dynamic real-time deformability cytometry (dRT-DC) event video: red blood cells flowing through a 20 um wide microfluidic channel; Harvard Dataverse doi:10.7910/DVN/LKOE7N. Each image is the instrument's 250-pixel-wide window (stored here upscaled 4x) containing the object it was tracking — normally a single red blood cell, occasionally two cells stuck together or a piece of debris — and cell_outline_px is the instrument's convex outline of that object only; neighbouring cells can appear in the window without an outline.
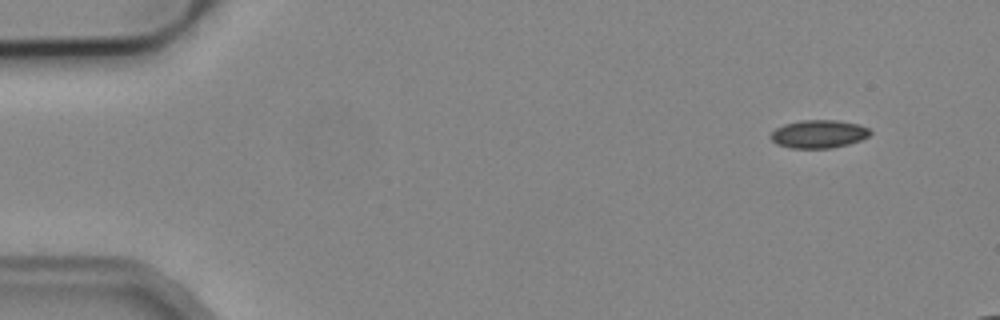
{"species": "common noctule bat (a hibernating species)", "species_latin": "Nyctalus noctula", "temperature_condition": "cold", "stored_images_in_passage": 4, "camera_frame_rate_fps": 3000, "um_per_image_px": 0.085, "animal": {"sex": "male", "body_mass_g": 19.2, "forearm_length_mm": 51.8}, "frame": {"image": 1, "passage_image": 1, "time_ms": 0.0, "image_size_px": [1000, 320], "cell_outline_px": [[872, 132], [868, 136], [860, 140], [848, 144], [832, 148], [792, 148], [776, 144], [772, 140], [772, 132], [776, 128], [784, 124], [804, 120], [836, 120], [860, 124], [868, 128]], "centroid_in_image_um": [69.61, 11.39], "position_along_channel_um": 15.4, "area_um2": 16.18}}